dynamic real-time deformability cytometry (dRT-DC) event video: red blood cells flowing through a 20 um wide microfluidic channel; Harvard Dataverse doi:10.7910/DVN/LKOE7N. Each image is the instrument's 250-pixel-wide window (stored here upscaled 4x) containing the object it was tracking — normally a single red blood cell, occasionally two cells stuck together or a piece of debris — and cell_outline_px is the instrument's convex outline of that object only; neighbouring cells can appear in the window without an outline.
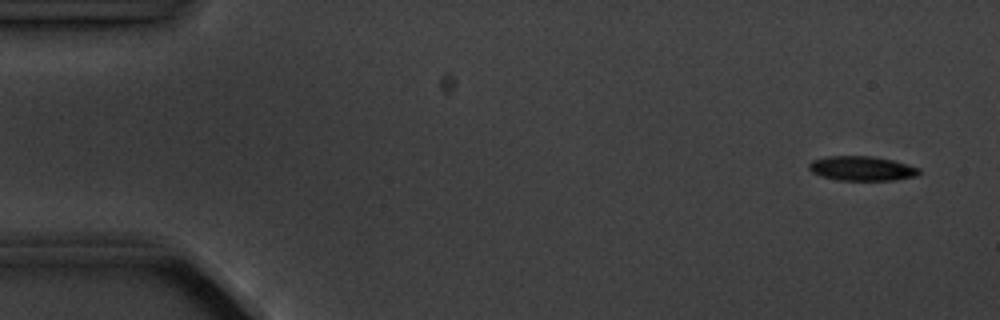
{"species": "common noctule bat (a hibernating species)", "species_latin": "Nyctalus noctula", "temperature_condition": "cold", "stored_images_in_passage": 8, "camera_frame_rate_fps": 3000, "um_per_image_px": 0.085, "animal": {"sex": "male", "body_mass_g": 20.1, "forearm_length_mm": 53.5}, "frame": {"image": 1, "passage_image": 1, "time_ms": 0.0, "image_size_px": [1000, 320], "cell_outline_px": [[920, 172], [916, 176], [892, 180], [836, 180], [820, 176], [812, 172], [808, 168], [808, 164], [812, 160], [828, 156], [872, 156], [892, 160], [908, 164], [920, 168]], "centroid_in_image_um": [73.23, 14.31], "position_along_channel_um": 11.8, "area_um2": 15.78}}